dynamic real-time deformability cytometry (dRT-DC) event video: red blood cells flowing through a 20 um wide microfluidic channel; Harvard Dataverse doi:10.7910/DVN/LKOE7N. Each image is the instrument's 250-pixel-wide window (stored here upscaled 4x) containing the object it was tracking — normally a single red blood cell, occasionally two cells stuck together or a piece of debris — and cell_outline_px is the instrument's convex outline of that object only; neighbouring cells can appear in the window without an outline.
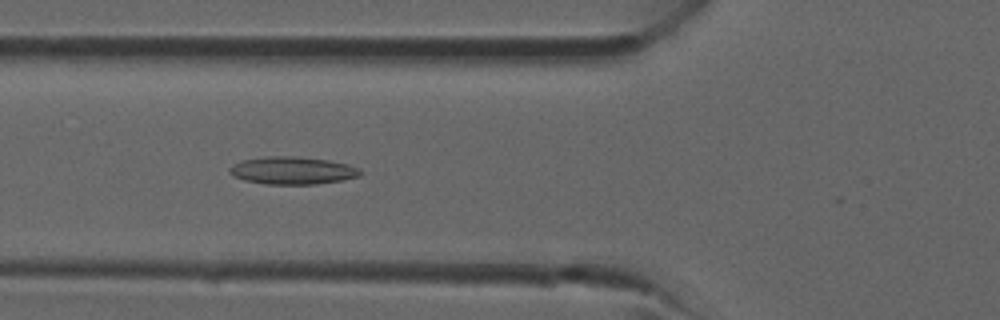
{"species": "common noctule bat (a hibernating species)", "species_latin": "Nyctalus noctula", "temperature_condition": "room temperature", "stored_images_in_passage": 27, "camera_frame_rate_fps": 3000, "um_per_image_px": 0.085, "animal": {"sex": "male", "forearm_length_mm": 52.5}, "frame": {"image": 1, "passage_image": 6, "time_ms": 1.667, "image_size_px": [1000, 320], "cell_outline_px": [[360, 176], [344, 180], [316, 184], [268, 184], [244, 180], [232, 176], [228, 172], [228, 168], [232, 164], [244, 160], [268, 156], [292, 156], [328, 160], [348, 164], [360, 168]], "centroid_in_image_um": [24.85, 14.49], "position_along_channel_um": 101.0, "area_um2": 21.04}}
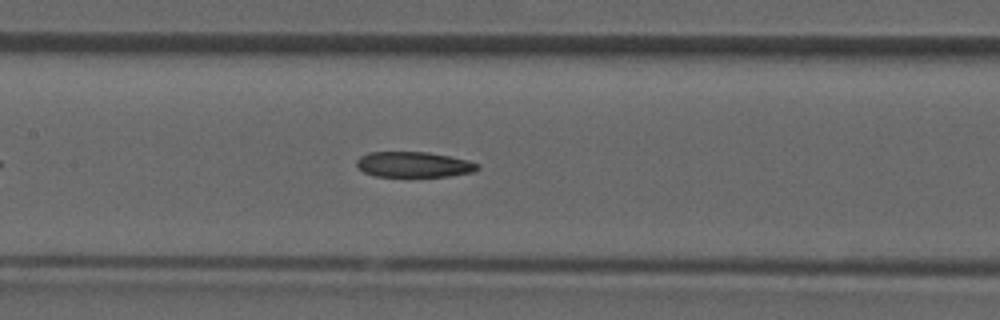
{"frame": {"image": 2, "passage_image": 10, "time_ms": 3.0, "image_size_px": [1000, 320], "cell_outline_px": [[480, 168], [472, 172], [448, 176], [376, 176], [364, 172], [356, 164], [356, 160], [360, 156], [368, 152], [428, 152], [468, 160], [480, 164]], "centroid_in_image_um": [35.17, 13.98], "position_along_channel_um": 172.2, "area_um2": 17.86}}
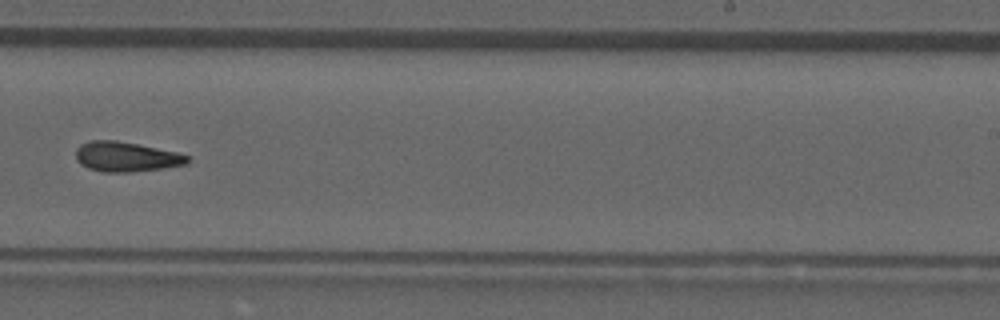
{"frame": {"image": 3, "passage_image": 16, "time_ms": 5.0, "image_size_px": [1000, 320], "cell_outline_px": [[188, 164], [164, 168], [128, 172], [104, 172], [88, 168], [80, 164], [76, 160], [76, 148], [80, 144], [88, 140], [116, 140], [176, 152], [188, 156]], "centroid_in_image_um": [10.67, 13.32], "position_along_channel_um": 278.3, "area_um2": 19.36}}